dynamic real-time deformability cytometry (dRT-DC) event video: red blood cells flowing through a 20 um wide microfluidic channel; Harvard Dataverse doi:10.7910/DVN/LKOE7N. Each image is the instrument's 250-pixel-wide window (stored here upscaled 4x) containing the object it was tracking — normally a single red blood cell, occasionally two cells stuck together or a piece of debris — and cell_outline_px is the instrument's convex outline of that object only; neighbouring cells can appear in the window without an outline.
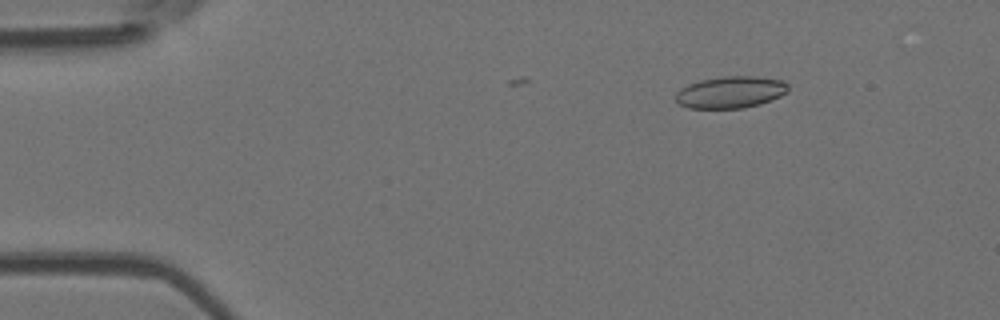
{"species": "Egyptian fruit bat (a non-hibernating species)", "species_latin": "Rousettus aegyptiacus", "temperature_condition": "room temperature", "stored_images_in_passage": 3, "camera_frame_rate_fps": 3000, "um_per_image_px": 0.085, "animal": {"sex": "female"}, "frame": {"image": 1, "passage_image": 1, "time_ms": 0.0, "image_size_px": [1000, 320], "cell_outline_px": [[788, 92], [780, 96], [760, 104], [744, 108], [688, 108], [680, 104], [676, 100], [676, 92], [680, 88], [688, 84], [700, 80], [724, 76], [756, 76], [784, 80], [788, 84]], "centroid_in_image_um": [62.11, 7.83], "position_along_channel_um": 22.9, "area_um2": 20.98}}